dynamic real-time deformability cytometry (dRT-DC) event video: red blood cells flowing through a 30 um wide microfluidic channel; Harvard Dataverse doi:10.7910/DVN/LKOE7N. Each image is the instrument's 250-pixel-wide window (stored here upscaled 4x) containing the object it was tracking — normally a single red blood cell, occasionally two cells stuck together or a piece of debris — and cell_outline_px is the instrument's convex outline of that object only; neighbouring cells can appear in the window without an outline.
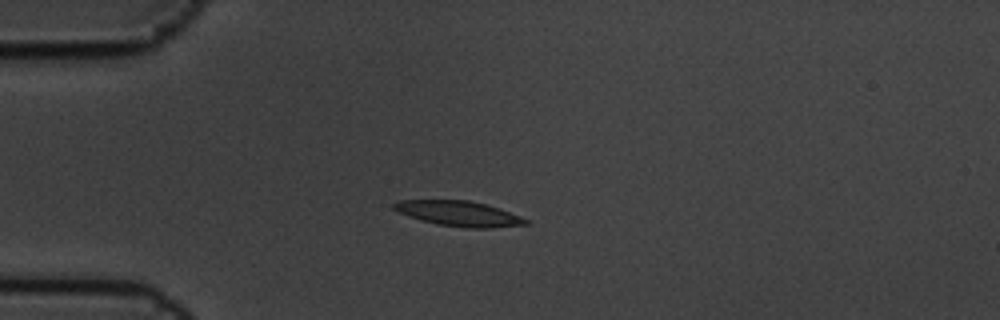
{"species": "common noctule bat (a hibernating species)", "species_latin": "Nyctalus noctula", "temperature_condition": "cold", "stored_images_in_passage": 7, "camera_frame_rate_fps": 3000, "um_per_image_px": 0.085, "animal": {"sex": "male", "body_mass_g": 19.5, "forearm_length_mm": 54.6}, "frame": {"image": 1, "passage_image": 1, "time_ms": 0.0, "image_size_px": [1000, 320], "cell_outline_px": [[532, 224], [492, 228], [464, 228], [436, 224], [408, 216], [392, 208], [392, 204], [396, 200], [468, 200], [500, 208], [520, 216], [528, 220]], "centroid_in_image_um": [39.03, 18.16], "position_along_channel_um": 46.0, "area_um2": 19.48}}
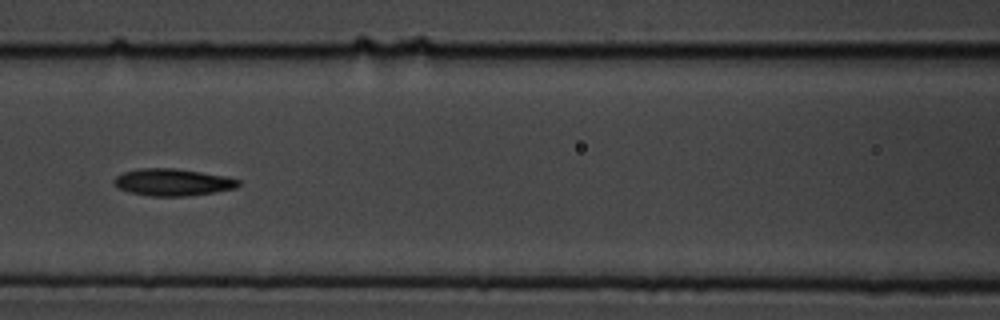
{"frame": {"image": 2, "passage_image": 4, "time_ms": 1.0, "image_size_px": [1000, 320], "cell_outline_px": [[240, 184], [236, 188], [212, 192], [184, 196], [148, 196], [128, 192], [120, 188], [112, 180], [116, 176], [124, 172], [140, 168], [176, 168], [224, 176], [240, 180]], "centroid_in_image_um": [14.66, 15.49], "position_along_channel_um": 151.9, "area_um2": 19.42}}
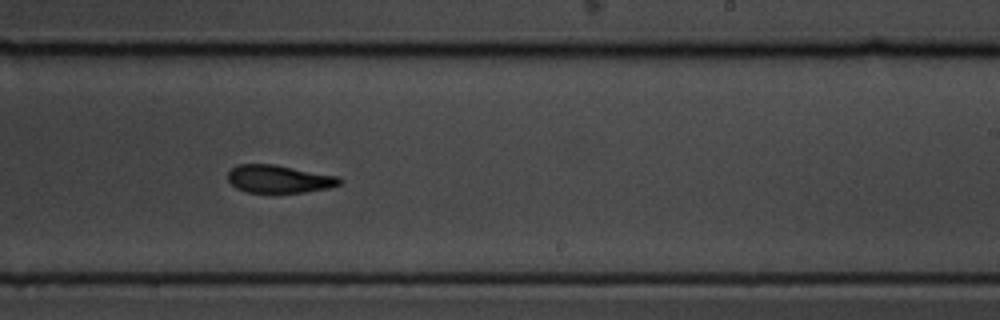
{"frame": {"image": 3, "passage_image": 7, "time_ms": 2.0, "image_size_px": [1000, 320], "cell_outline_px": [[344, 180], [340, 184], [328, 188], [304, 192], [248, 192], [236, 188], [228, 180], [228, 172], [236, 164], [272, 164], [340, 176]], "centroid_in_image_um": [23.74, 15.2], "position_along_channel_um": 265.3, "area_um2": 18.09}}